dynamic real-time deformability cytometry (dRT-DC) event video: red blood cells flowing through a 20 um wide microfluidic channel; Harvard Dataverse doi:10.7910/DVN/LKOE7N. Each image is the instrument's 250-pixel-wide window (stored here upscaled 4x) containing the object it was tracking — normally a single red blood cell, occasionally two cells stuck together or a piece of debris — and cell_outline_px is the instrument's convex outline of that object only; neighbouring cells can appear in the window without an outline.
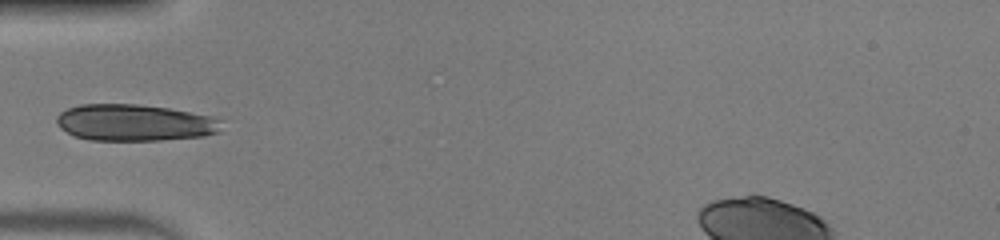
{"species": "human", "species_latin": "Homo sapiens", "temperature_condition": "warm", "stored_images_in_passage": 6, "camera_frame_rate_fps": 3000, "um_per_image_px": 0.085, "donor": {"sex": "male"}, "frame": {"image": 1, "passage_image": 1, "time_ms": 0.0, "image_size_px": [1000, 240], "cell_outline_px": [[220, 132], [204, 136], [160, 140], [88, 140], [76, 136], [60, 128], [56, 124], [56, 116], [60, 112], [68, 108], [80, 104], [136, 104], [168, 108], [216, 116], [220, 120]], "centroid_in_image_um": [11.45, 10.42], "position_along_channel_um": 73.6, "area_um2": 35.37}}